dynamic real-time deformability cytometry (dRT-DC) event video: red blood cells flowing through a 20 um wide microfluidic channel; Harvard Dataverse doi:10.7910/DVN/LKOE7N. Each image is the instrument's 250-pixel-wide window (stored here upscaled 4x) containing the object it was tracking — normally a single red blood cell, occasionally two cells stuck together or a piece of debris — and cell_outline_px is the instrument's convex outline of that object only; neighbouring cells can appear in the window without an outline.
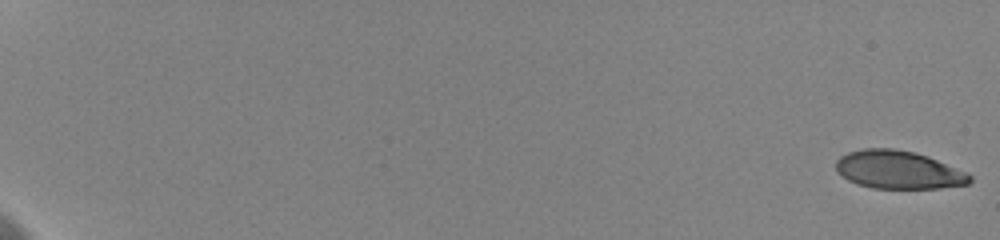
{"species": "human", "species_latin": "Homo sapiens", "temperature_condition": "cold", "stored_images_in_passage": 20, "camera_frame_rate_fps": 3000, "um_per_image_px": 0.085, "donor": {"sex": "female"}, "frame": {"image": 1, "passage_image": 1, "time_ms": 0.0, "image_size_px": [1000, 240], "cell_outline_px": [[972, 180], [968, 184], [940, 188], [872, 188], [856, 184], [848, 180], [836, 172], [836, 160], [840, 156], [848, 152], [864, 148], [892, 148], [916, 152], [928, 156], [968, 172], [972, 176]], "centroid_in_image_um": [76.36, 14.43], "position_along_channel_um": 8.6, "area_um2": 30.0}}
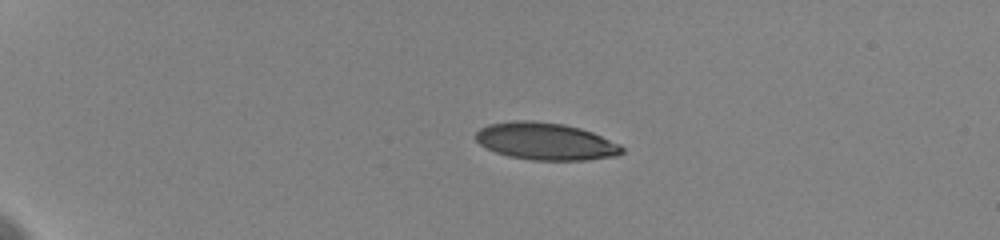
{"frame": {"image": 2, "passage_image": 12, "time_ms": 5.0, "image_size_px": [1000, 240], "cell_outline_px": [[624, 152], [616, 156], [584, 160], [532, 160], [508, 156], [496, 152], [480, 144], [472, 136], [480, 128], [488, 124], [512, 120], [532, 120], [564, 124], [580, 128], [592, 132], [620, 144], [624, 148]], "centroid_in_image_um": [46.36, 12.0], "position_along_channel_um": 38.6, "area_um2": 31.91}}